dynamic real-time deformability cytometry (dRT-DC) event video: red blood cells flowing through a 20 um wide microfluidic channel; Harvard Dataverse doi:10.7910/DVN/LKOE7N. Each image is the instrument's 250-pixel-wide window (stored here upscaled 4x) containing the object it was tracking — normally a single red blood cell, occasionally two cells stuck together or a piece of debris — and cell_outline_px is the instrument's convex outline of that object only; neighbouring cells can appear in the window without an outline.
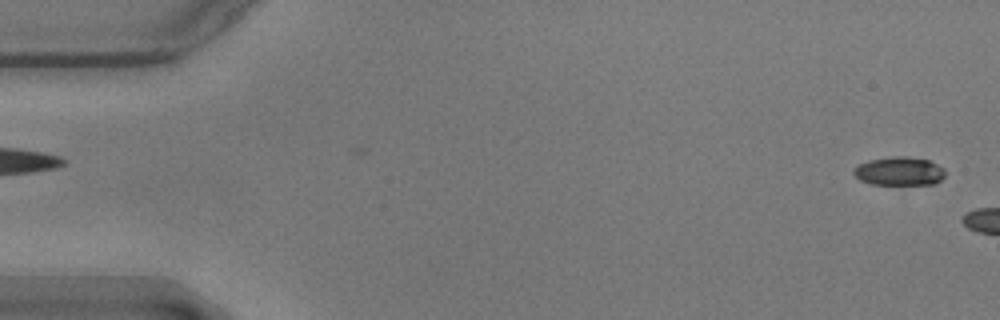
{"species": "common noctule bat (a hibernating species)", "species_latin": "Nyctalus noctula", "temperature_condition": "warm", "stored_images_in_passage": 5, "camera_frame_rate_fps": 3000, "um_per_image_px": 0.085, "animal": {"sex": "male", "body_mass_g": 17.9}, "frame": {"image": 1, "passage_image": 1, "time_ms": 0.0, "image_size_px": [1000, 320], "cell_outline_px": [[944, 176], [936, 184], [872, 184], [860, 180], [852, 172], [860, 164], [868, 160], [892, 156], [908, 156], [928, 160], [944, 168]], "centroid_in_image_um": [76.45, 14.54], "position_along_channel_um": 8.5, "area_um2": 15.14}}